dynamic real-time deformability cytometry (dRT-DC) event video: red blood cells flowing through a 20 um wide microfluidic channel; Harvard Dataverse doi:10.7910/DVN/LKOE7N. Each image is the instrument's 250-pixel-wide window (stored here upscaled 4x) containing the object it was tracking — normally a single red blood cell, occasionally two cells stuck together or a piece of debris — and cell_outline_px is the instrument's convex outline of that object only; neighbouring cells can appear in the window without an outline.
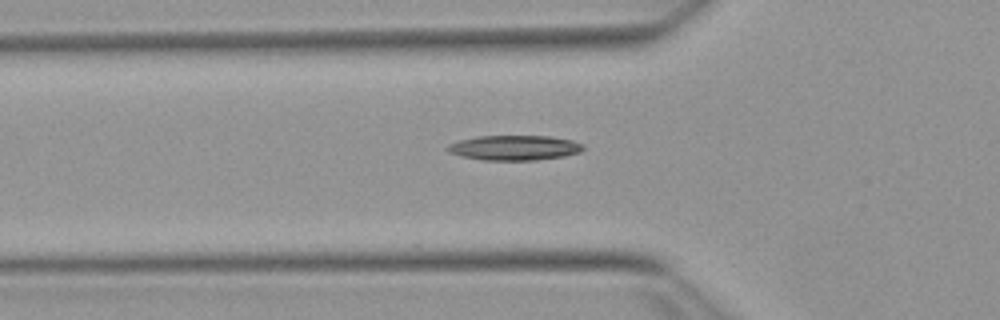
{"species": "Egyptian fruit bat (a non-hibernating species)", "species_latin": "Rousettus aegyptiacus", "temperature_condition": "warm", "stored_images_in_passage": 40, "camera_frame_rate_fps": 3000, "um_per_image_px": 0.085, "animal": {"sex": "female"}, "frame": {"image": 1, "passage_image": 7, "time_ms": 2.0, "image_size_px": [1000, 320], "cell_outline_px": [[584, 148], [580, 152], [564, 156], [536, 160], [480, 160], [460, 156], [448, 152], [444, 148], [448, 144], [460, 140], [476, 136], [548, 136], [572, 140], [584, 144]], "centroid_in_image_um": [43.69, 12.56], "position_along_channel_um": 82.1, "area_um2": 19.88}}
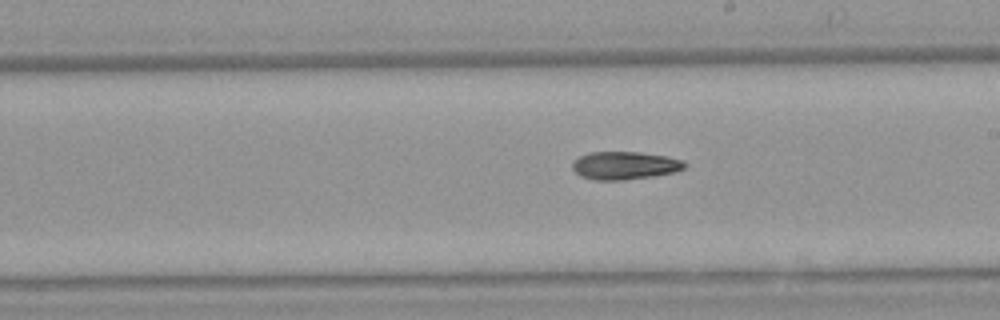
{"frame": {"image": 2, "passage_image": 19, "time_ms": 6.0, "image_size_px": [1000, 320], "cell_outline_px": [[688, 164], [684, 168], [676, 172], [652, 176], [624, 180], [592, 180], [580, 176], [572, 168], [572, 164], [580, 156], [588, 152], [640, 152], [668, 156], [684, 160]], "centroid_in_image_um": [53.14, 14.06], "position_along_channel_um": 235.9, "area_um2": 18.44}}
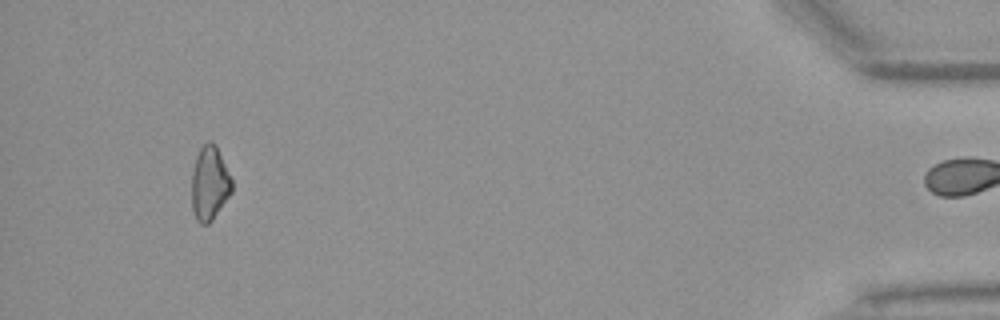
{"frame": {"image": 3, "passage_image": 39, "time_ms": 12.667, "image_size_px": [1000, 320], "cell_outline_px": [[232, 192], [212, 220], [208, 224], [200, 224], [196, 220], [192, 208], [192, 172], [196, 156], [200, 148], [208, 140], [212, 140], [216, 144], [232, 180]], "centroid_in_image_um": [17.81, 15.57], "position_along_channel_um": 417.4, "area_um2": 17.4}}